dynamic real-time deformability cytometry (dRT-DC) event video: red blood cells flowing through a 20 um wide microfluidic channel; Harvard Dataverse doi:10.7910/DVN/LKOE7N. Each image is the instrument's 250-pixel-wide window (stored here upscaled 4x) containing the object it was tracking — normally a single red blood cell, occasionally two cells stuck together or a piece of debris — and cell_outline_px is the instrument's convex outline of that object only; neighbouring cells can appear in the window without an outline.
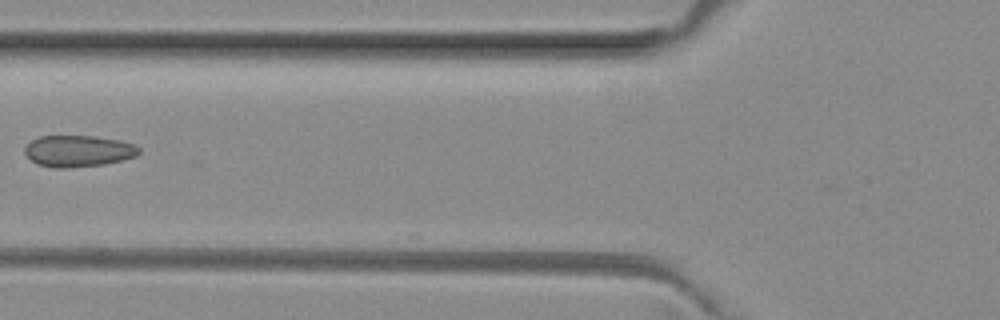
{"species": "common noctule bat (a hibernating species)", "species_latin": "Nyctalus noctula", "temperature_condition": "room temperature", "stored_images_in_passage": 5, "camera_frame_rate_fps": 3000, "um_per_image_px": 0.085, "animal": {"sex": "female", "body_mass_g": 29.2, "forearm_length_mm": 56.3}, "frame": {"image": 1, "passage_image": 5, "time_ms": 1.333, "image_size_px": [1000, 320], "cell_outline_px": [[140, 152], [136, 156], [104, 164], [68, 168], [56, 168], [36, 164], [24, 152], [24, 148], [32, 140], [40, 136], [96, 136], [120, 140], [136, 144], [140, 148]], "centroid_in_image_um": [6.67, 12.83], "position_along_channel_um": 119.1, "area_um2": 20.98}}